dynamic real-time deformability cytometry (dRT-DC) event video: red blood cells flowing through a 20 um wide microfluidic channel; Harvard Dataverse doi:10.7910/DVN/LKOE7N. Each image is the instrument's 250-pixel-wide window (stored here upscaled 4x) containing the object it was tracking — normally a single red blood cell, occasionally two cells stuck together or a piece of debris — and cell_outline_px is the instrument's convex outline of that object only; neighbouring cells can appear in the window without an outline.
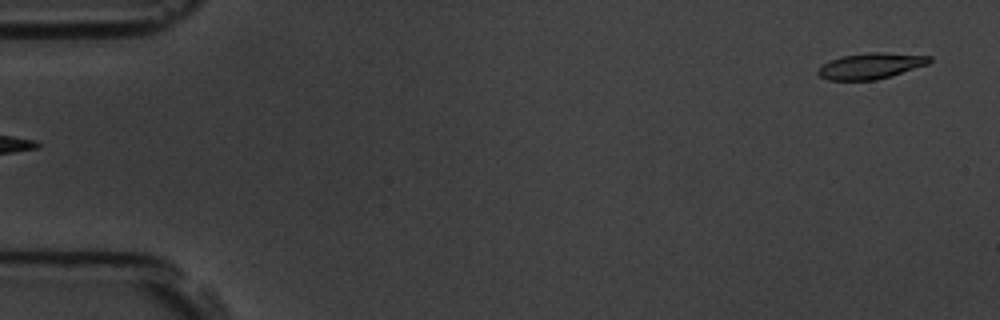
{"species": "common noctule bat (a hibernating species)", "species_latin": "Nyctalus noctula", "temperature_condition": "room temperature", "stored_images_in_passage": 6, "segment_of_instrument_passage": [2, 2], "camera_frame_rate_fps": 3000, "um_per_image_px": 0.085, "animal": {"sex": "male", "body_mass_g": 19.5, "forearm_length_mm": 54.6}, "frame": {"image": 1, "passage_image": 6, "time_ms": 5.667, "image_size_px": [1000, 320], "cell_outline_px": [[932, 60], [928, 64], [892, 76], [876, 80], [828, 80], [820, 76], [816, 72], [824, 64], [840, 56], [868, 52], [884, 52], [932, 56]], "centroid_in_image_um": [74.05, 5.6], "position_along_channel_um": 11.0, "area_um2": 16.88}}